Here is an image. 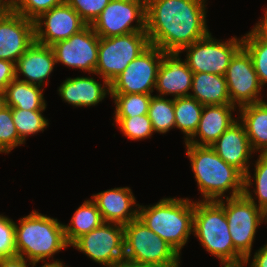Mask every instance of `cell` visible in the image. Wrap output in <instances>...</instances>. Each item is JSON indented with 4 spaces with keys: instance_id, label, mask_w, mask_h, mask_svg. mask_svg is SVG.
<instances>
[{
    "instance_id": "obj_1",
    "label": "cell",
    "mask_w": 267,
    "mask_h": 267,
    "mask_svg": "<svg viewBox=\"0 0 267 267\" xmlns=\"http://www.w3.org/2000/svg\"><path fill=\"white\" fill-rule=\"evenodd\" d=\"M207 0H146V33L151 45L180 52L207 36Z\"/></svg>"
},
{
    "instance_id": "obj_35",
    "label": "cell",
    "mask_w": 267,
    "mask_h": 267,
    "mask_svg": "<svg viewBox=\"0 0 267 267\" xmlns=\"http://www.w3.org/2000/svg\"><path fill=\"white\" fill-rule=\"evenodd\" d=\"M64 1L65 0H10V8L25 18L34 21L41 14L62 4Z\"/></svg>"
},
{
    "instance_id": "obj_15",
    "label": "cell",
    "mask_w": 267,
    "mask_h": 267,
    "mask_svg": "<svg viewBox=\"0 0 267 267\" xmlns=\"http://www.w3.org/2000/svg\"><path fill=\"white\" fill-rule=\"evenodd\" d=\"M87 25L81 16L64 1L34 20L35 41L52 46L70 38Z\"/></svg>"
},
{
    "instance_id": "obj_23",
    "label": "cell",
    "mask_w": 267,
    "mask_h": 267,
    "mask_svg": "<svg viewBox=\"0 0 267 267\" xmlns=\"http://www.w3.org/2000/svg\"><path fill=\"white\" fill-rule=\"evenodd\" d=\"M254 152L267 153V102L260 101L237 108Z\"/></svg>"
},
{
    "instance_id": "obj_17",
    "label": "cell",
    "mask_w": 267,
    "mask_h": 267,
    "mask_svg": "<svg viewBox=\"0 0 267 267\" xmlns=\"http://www.w3.org/2000/svg\"><path fill=\"white\" fill-rule=\"evenodd\" d=\"M180 54V52L162 51V61L155 85L157 96L171 95L172 99L189 96L193 71L188 67L185 59H181Z\"/></svg>"
},
{
    "instance_id": "obj_12",
    "label": "cell",
    "mask_w": 267,
    "mask_h": 267,
    "mask_svg": "<svg viewBox=\"0 0 267 267\" xmlns=\"http://www.w3.org/2000/svg\"><path fill=\"white\" fill-rule=\"evenodd\" d=\"M162 61V50L150 45L110 83V94H152Z\"/></svg>"
},
{
    "instance_id": "obj_32",
    "label": "cell",
    "mask_w": 267,
    "mask_h": 267,
    "mask_svg": "<svg viewBox=\"0 0 267 267\" xmlns=\"http://www.w3.org/2000/svg\"><path fill=\"white\" fill-rule=\"evenodd\" d=\"M153 94H111L114 100V117H134L148 114Z\"/></svg>"
},
{
    "instance_id": "obj_25",
    "label": "cell",
    "mask_w": 267,
    "mask_h": 267,
    "mask_svg": "<svg viewBox=\"0 0 267 267\" xmlns=\"http://www.w3.org/2000/svg\"><path fill=\"white\" fill-rule=\"evenodd\" d=\"M44 87L13 79L5 89L6 103L11 108L22 110H45Z\"/></svg>"
},
{
    "instance_id": "obj_10",
    "label": "cell",
    "mask_w": 267,
    "mask_h": 267,
    "mask_svg": "<svg viewBox=\"0 0 267 267\" xmlns=\"http://www.w3.org/2000/svg\"><path fill=\"white\" fill-rule=\"evenodd\" d=\"M91 26L102 38L146 31V0H111Z\"/></svg>"
},
{
    "instance_id": "obj_34",
    "label": "cell",
    "mask_w": 267,
    "mask_h": 267,
    "mask_svg": "<svg viewBox=\"0 0 267 267\" xmlns=\"http://www.w3.org/2000/svg\"><path fill=\"white\" fill-rule=\"evenodd\" d=\"M23 144L13 123L12 109L7 106L0 111V153L9 154Z\"/></svg>"
},
{
    "instance_id": "obj_43",
    "label": "cell",
    "mask_w": 267,
    "mask_h": 267,
    "mask_svg": "<svg viewBox=\"0 0 267 267\" xmlns=\"http://www.w3.org/2000/svg\"><path fill=\"white\" fill-rule=\"evenodd\" d=\"M10 8V0H0V16Z\"/></svg>"
},
{
    "instance_id": "obj_20",
    "label": "cell",
    "mask_w": 267,
    "mask_h": 267,
    "mask_svg": "<svg viewBox=\"0 0 267 267\" xmlns=\"http://www.w3.org/2000/svg\"><path fill=\"white\" fill-rule=\"evenodd\" d=\"M211 148L227 164L243 174L250 170L253 151L243 124L237 120L212 145Z\"/></svg>"
},
{
    "instance_id": "obj_6",
    "label": "cell",
    "mask_w": 267,
    "mask_h": 267,
    "mask_svg": "<svg viewBox=\"0 0 267 267\" xmlns=\"http://www.w3.org/2000/svg\"><path fill=\"white\" fill-rule=\"evenodd\" d=\"M124 260L147 267H176L180 254L139 218L124 225Z\"/></svg>"
},
{
    "instance_id": "obj_14",
    "label": "cell",
    "mask_w": 267,
    "mask_h": 267,
    "mask_svg": "<svg viewBox=\"0 0 267 267\" xmlns=\"http://www.w3.org/2000/svg\"><path fill=\"white\" fill-rule=\"evenodd\" d=\"M99 42L100 37L94 32L91 25H87L70 38L51 46L56 64L61 63L74 70L80 69L85 73L95 75Z\"/></svg>"
},
{
    "instance_id": "obj_46",
    "label": "cell",
    "mask_w": 267,
    "mask_h": 267,
    "mask_svg": "<svg viewBox=\"0 0 267 267\" xmlns=\"http://www.w3.org/2000/svg\"><path fill=\"white\" fill-rule=\"evenodd\" d=\"M245 262L239 264H222V267H245Z\"/></svg>"
},
{
    "instance_id": "obj_28",
    "label": "cell",
    "mask_w": 267,
    "mask_h": 267,
    "mask_svg": "<svg viewBox=\"0 0 267 267\" xmlns=\"http://www.w3.org/2000/svg\"><path fill=\"white\" fill-rule=\"evenodd\" d=\"M175 128L181 130L186 143L197 130L204 105L188 97L174 98Z\"/></svg>"
},
{
    "instance_id": "obj_24",
    "label": "cell",
    "mask_w": 267,
    "mask_h": 267,
    "mask_svg": "<svg viewBox=\"0 0 267 267\" xmlns=\"http://www.w3.org/2000/svg\"><path fill=\"white\" fill-rule=\"evenodd\" d=\"M190 97L202 105L231 104L226 78L212 73H193Z\"/></svg>"
},
{
    "instance_id": "obj_27",
    "label": "cell",
    "mask_w": 267,
    "mask_h": 267,
    "mask_svg": "<svg viewBox=\"0 0 267 267\" xmlns=\"http://www.w3.org/2000/svg\"><path fill=\"white\" fill-rule=\"evenodd\" d=\"M243 48L251 56L262 87L267 84V33L257 24L242 36Z\"/></svg>"
},
{
    "instance_id": "obj_3",
    "label": "cell",
    "mask_w": 267,
    "mask_h": 267,
    "mask_svg": "<svg viewBox=\"0 0 267 267\" xmlns=\"http://www.w3.org/2000/svg\"><path fill=\"white\" fill-rule=\"evenodd\" d=\"M138 218L181 255L193 234L194 201L169 197L153 205L139 204Z\"/></svg>"
},
{
    "instance_id": "obj_40",
    "label": "cell",
    "mask_w": 267,
    "mask_h": 267,
    "mask_svg": "<svg viewBox=\"0 0 267 267\" xmlns=\"http://www.w3.org/2000/svg\"><path fill=\"white\" fill-rule=\"evenodd\" d=\"M27 262L29 263L27 264ZM30 265L31 261H28L19 255L14 257L0 258V267H28Z\"/></svg>"
},
{
    "instance_id": "obj_36",
    "label": "cell",
    "mask_w": 267,
    "mask_h": 267,
    "mask_svg": "<svg viewBox=\"0 0 267 267\" xmlns=\"http://www.w3.org/2000/svg\"><path fill=\"white\" fill-rule=\"evenodd\" d=\"M16 255L15 222L8 216L0 214V258Z\"/></svg>"
},
{
    "instance_id": "obj_47",
    "label": "cell",
    "mask_w": 267,
    "mask_h": 267,
    "mask_svg": "<svg viewBox=\"0 0 267 267\" xmlns=\"http://www.w3.org/2000/svg\"><path fill=\"white\" fill-rule=\"evenodd\" d=\"M262 222L267 223V206L262 209Z\"/></svg>"
},
{
    "instance_id": "obj_38",
    "label": "cell",
    "mask_w": 267,
    "mask_h": 267,
    "mask_svg": "<svg viewBox=\"0 0 267 267\" xmlns=\"http://www.w3.org/2000/svg\"><path fill=\"white\" fill-rule=\"evenodd\" d=\"M15 78V63L0 59V92H4L6 86Z\"/></svg>"
},
{
    "instance_id": "obj_16",
    "label": "cell",
    "mask_w": 267,
    "mask_h": 267,
    "mask_svg": "<svg viewBox=\"0 0 267 267\" xmlns=\"http://www.w3.org/2000/svg\"><path fill=\"white\" fill-rule=\"evenodd\" d=\"M34 41V21L11 8L0 16V59L16 63Z\"/></svg>"
},
{
    "instance_id": "obj_39",
    "label": "cell",
    "mask_w": 267,
    "mask_h": 267,
    "mask_svg": "<svg viewBox=\"0 0 267 267\" xmlns=\"http://www.w3.org/2000/svg\"><path fill=\"white\" fill-rule=\"evenodd\" d=\"M248 264L249 267H267V244L263 245V247L254 252L251 263L249 261H245L246 267Z\"/></svg>"
},
{
    "instance_id": "obj_2",
    "label": "cell",
    "mask_w": 267,
    "mask_h": 267,
    "mask_svg": "<svg viewBox=\"0 0 267 267\" xmlns=\"http://www.w3.org/2000/svg\"><path fill=\"white\" fill-rule=\"evenodd\" d=\"M185 147L202 201H217L243 194L244 174L227 164L211 146L185 144ZM226 192L229 193L227 196Z\"/></svg>"
},
{
    "instance_id": "obj_4",
    "label": "cell",
    "mask_w": 267,
    "mask_h": 267,
    "mask_svg": "<svg viewBox=\"0 0 267 267\" xmlns=\"http://www.w3.org/2000/svg\"><path fill=\"white\" fill-rule=\"evenodd\" d=\"M15 238L17 255L31 262L55 261L56 253L70 247L63 223L36 210L15 223Z\"/></svg>"
},
{
    "instance_id": "obj_5",
    "label": "cell",
    "mask_w": 267,
    "mask_h": 267,
    "mask_svg": "<svg viewBox=\"0 0 267 267\" xmlns=\"http://www.w3.org/2000/svg\"><path fill=\"white\" fill-rule=\"evenodd\" d=\"M220 264H239L245 258L234 248L224 208L217 201H194L193 234Z\"/></svg>"
},
{
    "instance_id": "obj_42",
    "label": "cell",
    "mask_w": 267,
    "mask_h": 267,
    "mask_svg": "<svg viewBox=\"0 0 267 267\" xmlns=\"http://www.w3.org/2000/svg\"><path fill=\"white\" fill-rule=\"evenodd\" d=\"M264 16L256 23L262 30L267 33V8L264 9Z\"/></svg>"
},
{
    "instance_id": "obj_11",
    "label": "cell",
    "mask_w": 267,
    "mask_h": 267,
    "mask_svg": "<svg viewBox=\"0 0 267 267\" xmlns=\"http://www.w3.org/2000/svg\"><path fill=\"white\" fill-rule=\"evenodd\" d=\"M99 265L112 267L124 260V227L103 222L79 237L72 245Z\"/></svg>"
},
{
    "instance_id": "obj_18",
    "label": "cell",
    "mask_w": 267,
    "mask_h": 267,
    "mask_svg": "<svg viewBox=\"0 0 267 267\" xmlns=\"http://www.w3.org/2000/svg\"><path fill=\"white\" fill-rule=\"evenodd\" d=\"M91 197L104 222L124 226L138 218L139 204L136 203V198L130 187L111 188L93 194Z\"/></svg>"
},
{
    "instance_id": "obj_30",
    "label": "cell",
    "mask_w": 267,
    "mask_h": 267,
    "mask_svg": "<svg viewBox=\"0 0 267 267\" xmlns=\"http://www.w3.org/2000/svg\"><path fill=\"white\" fill-rule=\"evenodd\" d=\"M148 117L155 133L165 134L171 129H175L174 100L152 95Z\"/></svg>"
},
{
    "instance_id": "obj_7",
    "label": "cell",
    "mask_w": 267,
    "mask_h": 267,
    "mask_svg": "<svg viewBox=\"0 0 267 267\" xmlns=\"http://www.w3.org/2000/svg\"><path fill=\"white\" fill-rule=\"evenodd\" d=\"M146 31L109 38L100 37L95 75L109 83L150 46Z\"/></svg>"
},
{
    "instance_id": "obj_19",
    "label": "cell",
    "mask_w": 267,
    "mask_h": 267,
    "mask_svg": "<svg viewBox=\"0 0 267 267\" xmlns=\"http://www.w3.org/2000/svg\"><path fill=\"white\" fill-rule=\"evenodd\" d=\"M55 65L56 60L52 47L34 41L15 63L16 78L44 87V85H48L49 76ZM19 75H22L23 79Z\"/></svg>"
},
{
    "instance_id": "obj_31",
    "label": "cell",
    "mask_w": 267,
    "mask_h": 267,
    "mask_svg": "<svg viewBox=\"0 0 267 267\" xmlns=\"http://www.w3.org/2000/svg\"><path fill=\"white\" fill-rule=\"evenodd\" d=\"M12 109L13 123L19 138L25 143L26 137L43 132L49 126V121L42 115L45 110Z\"/></svg>"
},
{
    "instance_id": "obj_21",
    "label": "cell",
    "mask_w": 267,
    "mask_h": 267,
    "mask_svg": "<svg viewBox=\"0 0 267 267\" xmlns=\"http://www.w3.org/2000/svg\"><path fill=\"white\" fill-rule=\"evenodd\" d=\"M236 108L232 104L204 105L197 130L185 144L211 146L239 119L232 116Z\"/></svg>"
},
{
    "instance_id": "obj_26",
    "label": "cell",
    "mask_w": 267,
    "mask_h": 267,
    "mask_svg": "<svg viewBox=\"0 0 267 267\" xmlns=\"http://www.w3.org/2000/svg\"><path fill=\"white\" fill-rule=\"evenodd\" d=\"M103 218L94 201L84 200L74 212L70 223L63 224L64 235L68 245H71L82 235L89 233L103 223Z\"/></svg>"
},
{
    "instance_id": "obj_33",
    "label": "cell",
    "mask_w": 267,
    "mask_h": 267,
    "mask_svg": "<svg viewBox=\"0 0 267 267\" xmlns=\"http://www.w3.org/2000/svg\"><path fill=\"white\" fill-rule=\"evenodd\" d=\"M120 132L130 140L139 141L152 137L154 131L148 114L134 117H114Z\"/></svg>"
},
{
    "instance_id": "obj_45",
    "label": "cell",
    "mask_w": 267,
    "mask_h": 267,
    "mask_svg": "<svg viewBox=\"0 0 267 267\" xmlns=\"http://www.w3.org/2000/svg\"><path fill=\"white\" fill-rule=\"evenodd\" d=\"M7 107L5 92H0V111Z\"/></svg>"
},
{
    "instance_id": "obj_41",
    "label": "cell",
    "mask_w": 267,
    "mask_h": 267,
    "mask_svg": "<svg viewBox=\"0 0 267 267\" xmlns=\"http://www.w3.org/2000/svg\"><path fill=\"white\" fill-rule=\"evenodd\" d=\"M50 261L51 262L43 261L44 264L41 267H68V266H65V264H63L64 262L60 260L58 261V259H56L55 261H52V260ZM37 263H39V261L31 262V266L36 267Z\"/></svg>"
},
{
    "instance_id": "obj_37",
    "label": "cell",
    "mask_w": 267,
    "mask_h": 267,
    "mask_svg": "<svg viewBox=\"0 0 267 267\" xmlns=\"http://www.w3.org/2000/svg\"><path fill=\"white\" fill-rule=\"evenodd\" d=\"M88 24L100 15L111 0H65Z\"/></svg>"
},
{
    "instance_id": "obj_22",
    "label": "cell",
    "mask_w": 267,
    "mask_h": 267,
    "mask_svg": "<svg viewBox=\"0 0 267 267\" xmlns=\"http://www.w3.org/2000/svg\"><path fill=\"white\" fill-rule=\"evenodd\" d=\"M103 84L96 81L94 77H74L66 78L60 84L58 93L64 102L71 104L73 107H91L110 94V83L102 79Z\"/></svg>"
},
{
    "instance_id": "obj_29",
    "label": "cell",
    "mask_w": 267,
    "mask_h": 267,
    "mask_svg": "<svg viewBox=\"0 0 267 267\" xmlns=\"http://www.w3.org/2000/svg\"><path fill=\"white\" fill-rule=\"evenodd\" d=\"M253 164L255 165L254 174L249 170L244 174L243 194L262 210L267 206V153H259L257 160ZM253 184L255 186L251 191L250 188L253 187Z\"/></svg>"
},
{
    "instance_id": "obj_9",
    "label": "cell",
    "mask_w": 267,
    "mask_h": 267,
    "mask_svg": "<svg viewBox=\"0 0 267 267\" xmlns=\"http://www.w3.org/2000/svg\"><path fill=\"white\" fill-rule=\"evenodd\" d=\"M243 47L242 36L217 40L209 33L204 38L184 47L186 63L193 73H212L225 76L234 55Z\"/></svg>"
},
{
    "instance_id": "obj_44",
    "label": "cell",
    "mask_w": 267,
    "mask_h": 267,
    "mask_svg": "<svg viewBox=\"0 0 267 267\" xmlns=\"http://www.w3.org/2000/svg\"><path fill=\"white\" fill-rule=\"evenodd\" d=\"M112 267H147V266L138 265V264H134V263L123 260L121 263H117Z\"/></svg>"
},
{
    "instance_id": "obj_13",
    "label": "cell",
    "mask_w": 267,
    "mask_h": 267,
    "mask_svg": "<svg viewBox=\"0 0 267 267\" xmlns=\"http://www.w3.org/2000/svg\"><path fill=\"white\" fill-rule=\"evenodd\" d=\"M231 104L242 107L264 101L263 87L249 53L242 47L231 59L225 74Z\"/></svg>"
},
{
    "instance_id": "obj_8",
    "label": "cell",
    "mask_w": 267,
    "mask_h": 267,
    "mask_svg": "<svg viewBox=\"0 0 267 267\" xmlns=\"http://www.w3.org/2000/svg\"><path fill=\"white\" fill-rule=\"evenodd\" d=\"M224 208L234 248L251 261V252L255 235L262 224V210L244 194L217 200Z\"/></svg>"
}]
</instances>
